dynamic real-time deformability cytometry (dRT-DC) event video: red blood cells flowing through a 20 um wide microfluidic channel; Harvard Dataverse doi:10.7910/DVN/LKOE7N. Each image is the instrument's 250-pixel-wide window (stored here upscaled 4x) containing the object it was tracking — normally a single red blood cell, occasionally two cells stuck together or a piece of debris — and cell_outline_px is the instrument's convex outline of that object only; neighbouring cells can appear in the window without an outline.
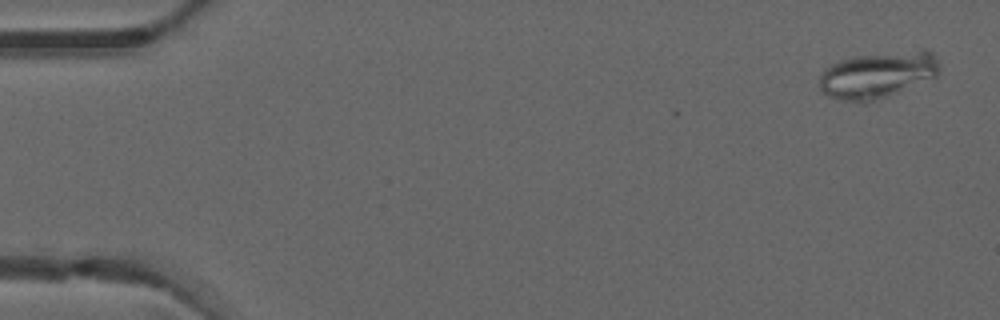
{"species": "common noctule bat (a hibernating species)", "species_latin": "Nyctalus noctula", "temperature_condition": "warm", "stored_images_in_passage": 6, "camera_frame_rate_fps": 3000, "um_per_image_px": 0.085, "animal": {"sex": "male", "forearm_length_mm": 52.5}, "frame": {"image": 1, "passage_image": 1, "time_ms": 0.0, "image_size_px": [1000, 320], "cell_outline_px": [[940, 68], [936, 76], [888, 96], [864, 104], [840, 100], [828, 96], [820, 88], [820, 76], [824, 68], [828, 64], [840, 60], [856, 56], [924, 48], [932, 52], [940, 64]], "centroid_in_image_um": [74.59, 6.36], "position_along_channel_um": 10.4, "area_um2": 32.89}}